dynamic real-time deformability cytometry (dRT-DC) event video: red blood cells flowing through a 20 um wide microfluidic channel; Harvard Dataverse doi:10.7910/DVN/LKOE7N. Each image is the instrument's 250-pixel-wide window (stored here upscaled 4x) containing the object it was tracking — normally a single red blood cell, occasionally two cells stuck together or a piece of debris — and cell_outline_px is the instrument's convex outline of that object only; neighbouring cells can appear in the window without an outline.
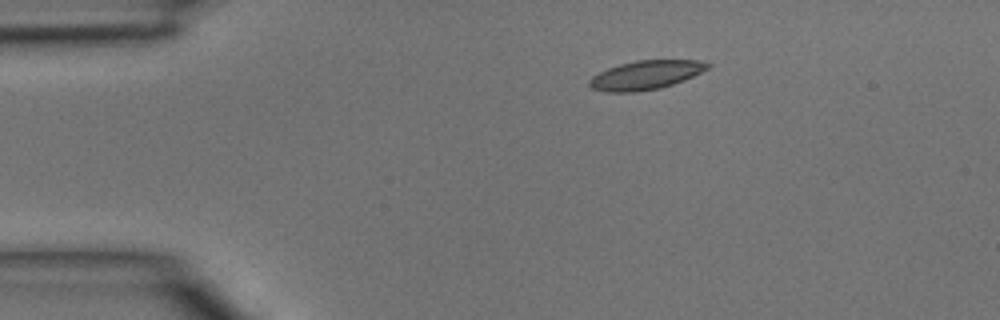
{"species": "common noctule bat (a hibernating species)", "species_latin": "Nyctalus noctula", "temperature_condition": "room temperature", "stored_images_in_passage": 4, "segment_of_instrument_passage": [1, 2], "camera_frame_rate_fps": 3000, "um_per_image_px": 0.085, "animal": {"sex": "male", "body_mass_g": 15.6}, "frame": {"image": 1, "passage_image": 1, "time_ms": 0.0, "image_size_px": [1000, 320], "cell_outline_px": [[712, 64], [708, 68], [684, 80], [660, 88], [632, 92], [604, 92], [592, 88], [588, 84], [588, 80], [592, 76], [608, 68], [620, 64], [636, 60], [700, 60]], "centroid_in_image_um": [54.86, 6.37], "position_along_channel_um": 30.1, "area_um2": 19.83}}